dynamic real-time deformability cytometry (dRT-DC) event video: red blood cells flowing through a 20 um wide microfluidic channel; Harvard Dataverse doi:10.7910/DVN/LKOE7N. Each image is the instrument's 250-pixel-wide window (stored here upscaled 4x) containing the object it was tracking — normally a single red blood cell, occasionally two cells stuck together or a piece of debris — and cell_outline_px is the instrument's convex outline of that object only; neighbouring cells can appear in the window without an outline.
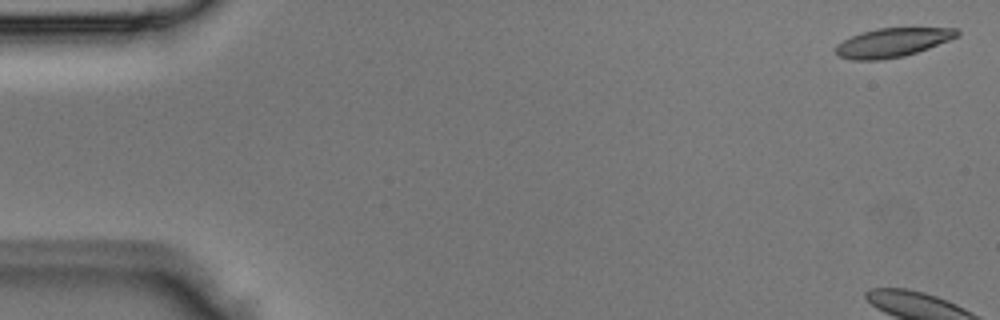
{"species": "Egyptian fruit bat (a non-hibernating species)", "species_latin": "Rousettus aegyptiacus", "temperature_condition": "room temperature", "stored_images_in_passage": 4, "camera_frame_rate_fps": 3000, "um_per_image_px": 0.085, "animal": {"sex": "male"}, "frame": {"image": 1, "passage_image": 1, "time_ms": 0.0, "image_size_px": [1000, 320], "cell_outline_px": [[960, 36], [928, 48], [904, 56], [880, 60], [852, 60], [840, 56], [836, 52], [836, 44], [852, 36], [876, 28], [956, 28], [960, 32]], "centroid_in_image_um": [75.88, 3.61], "position_along_channel_um": 9.1, "area_um2": 20.29}}